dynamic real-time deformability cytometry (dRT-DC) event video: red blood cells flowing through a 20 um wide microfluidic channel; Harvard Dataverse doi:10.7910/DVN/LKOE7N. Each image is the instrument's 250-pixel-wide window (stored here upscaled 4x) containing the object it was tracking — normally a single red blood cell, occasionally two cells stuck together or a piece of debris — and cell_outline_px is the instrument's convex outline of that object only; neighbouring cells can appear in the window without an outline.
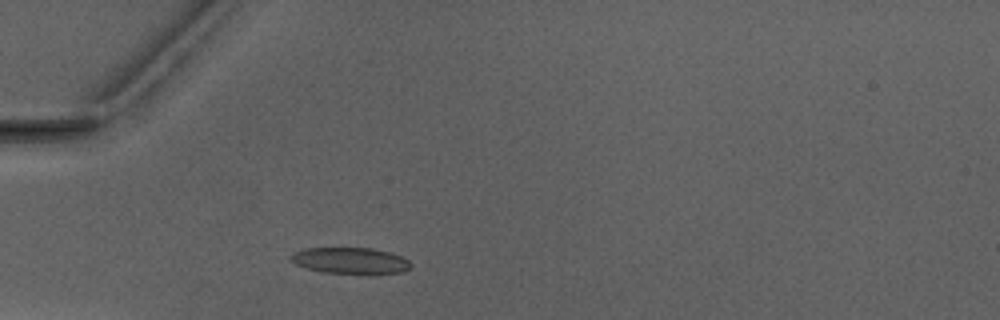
{"species": "Egyptian fruit bat (a non-hibernating species)", "species_latin": "Rousettus aegyptiacus", "temperature_condition": "warm", "stored_images_in_passage": 2, "camera_frame_rate_fps": 3000, "um_per_image_px": 0.085, "animal": {"sex": "male"}, "frame": {"image": 1, "passage_image": 2, "time_ms": 1.333, "image_size_px": [1000, 320], "cell_outline_px": [[412, 264], [404, 272], [324, 272], [308, 268], [296, 264], [288, 256], [304, 248], [372, 248], [388, 252], [400, 256], [408, 260]], "centroid_in_image_um": [29.75, 22.12], "position_along_channel_um": 55.2, "area_um2": 17.63}}